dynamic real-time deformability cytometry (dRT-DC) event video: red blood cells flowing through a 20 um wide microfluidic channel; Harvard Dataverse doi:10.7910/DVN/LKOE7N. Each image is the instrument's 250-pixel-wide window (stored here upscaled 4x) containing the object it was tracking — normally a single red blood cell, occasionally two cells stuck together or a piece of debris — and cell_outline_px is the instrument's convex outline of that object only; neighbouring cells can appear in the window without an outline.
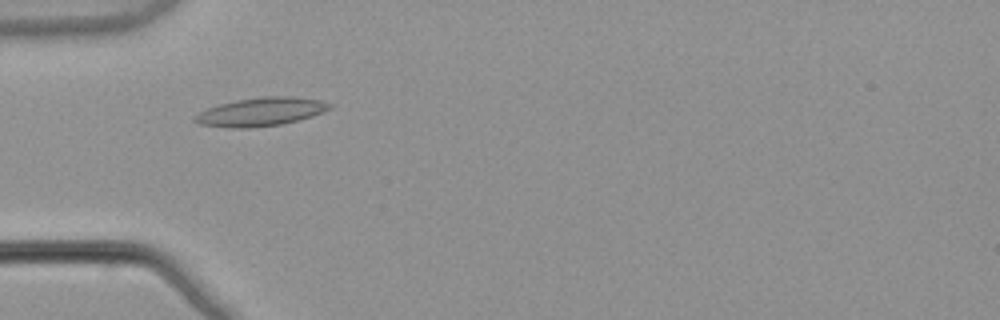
{"species": "common noctule bat (a hibernating species)", "species_latin": "Nyctalus noctula", "temperature_condition": "warm", "stored_images_in_passage": 51, "camera_frame_rate_fps": 3000, "um_per_image_px": 0.085, "animal": {"sex": "male", "body_mass_g": 21.5, "forearm_length_mm": 52.0}, "frame": {"image": 1, "passage_image": 15, "time_ms": 4.667, "image_size_px": [1000, 320], "cell_outline_px": [[332, 108], [312, 116], [280, 124], [248, 128], [228, 128], [200, 124], [192, 120], [192, 116], [208, 108], [220, 104], [236, 100], [260, 96], [292, 96], [320, 100], [332, 104]], "centroid_in_image_um": [22.15, 9.5], "position_along_channel_um": 62.9, "area_um2": 22.31}}
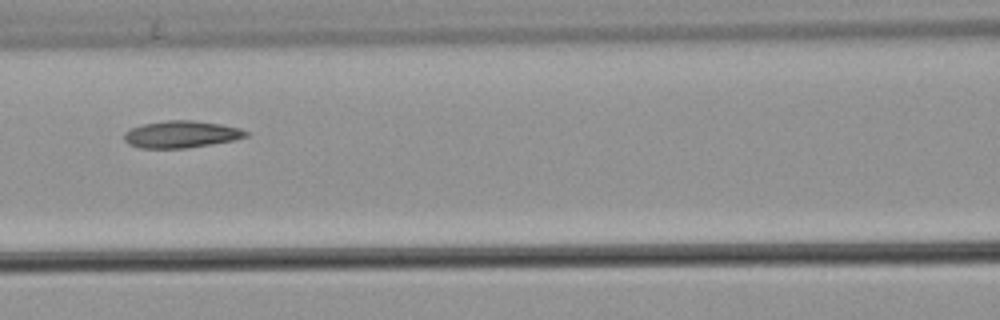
{"frame": {"image": 2, "passage_image": 22, "time_ms": 7.0, "image_size_px": [1000, 320], "cell_outline_px": [[248, 136], [232, 140], [212, 144], [184, 148], [140, 148], [128, 144], [124, 140], [124, 132], [132, 128], [144, 124], [168, 120], [192, 120], [220, 124], [240, 128], [248, 132]], "centroid_in_image_um": [15.39, 11.42], "position_along_channel_um": 151.2, "area_um2": 19.02}}
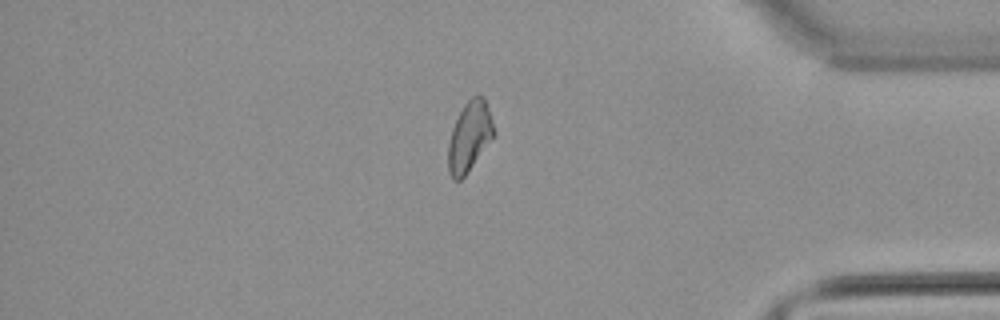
{"frame": {"image": 3, "passage_image": 43, "time_ms": 14.0, "image_size_px": [1000, 320], "cell_outline_px": [[496, 136], [464, 176], [460, 180], [452, 180], [448, 172], [448, 144], [452, 128], [464, 104], [472, 96], [484, 96], [496, 132]], "centroid_in_image_um": [39.92, 11.62], "position_along_channel_um": 395.3, "area_um2": 18.73}, "authors_computed_cell_mechanics": {"area_um2": 19.1318, "velocity_mm_per_s": 3.8811, "shape_relaxation_time_tau1_ms": null, "shape_relaxation_time_tau2_ms": 4.1144, "deformation_change_tau1": null, "deformation_change_tau2": 0.1192}}